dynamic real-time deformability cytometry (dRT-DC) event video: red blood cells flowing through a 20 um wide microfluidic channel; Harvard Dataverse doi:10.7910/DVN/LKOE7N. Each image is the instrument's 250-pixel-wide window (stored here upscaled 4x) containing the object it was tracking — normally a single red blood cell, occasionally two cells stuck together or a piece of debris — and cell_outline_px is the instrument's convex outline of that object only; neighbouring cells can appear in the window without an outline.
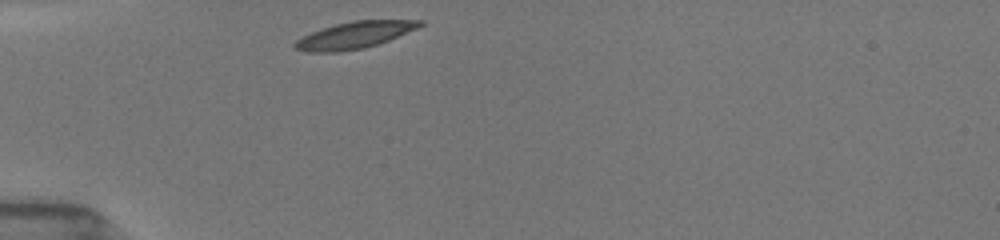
{"species": "common noctule bat (a hibernating species)", "species_latin": "Nyctalus noctula", "temperature_condition": "room temperature", "stored_images_in_passage": 32, "camera_frame_rate_fps": 3000, "um_per_image_px": 0.085, "animal": {"sex": "female", "body_mass_g": 19.5, "forearm_length_mm": 54.1}, "frame": {"image": 1, "passage_image": 1, "time_ms": 0.0, "image_size_px": [1000, 240], "cell_outline_px": [[424, 24], [416, 28], [388, 40], [364, 48], [336, 52], [308, 52], [292, 48], [292, 44], [296, 40], [312, 32], [336, 24], [352, 20], [424, 20]], "centroid_in_image_um": [30.09, 2.98], "position_along_channel_um": 54.9, "area_um2": 19.25}}
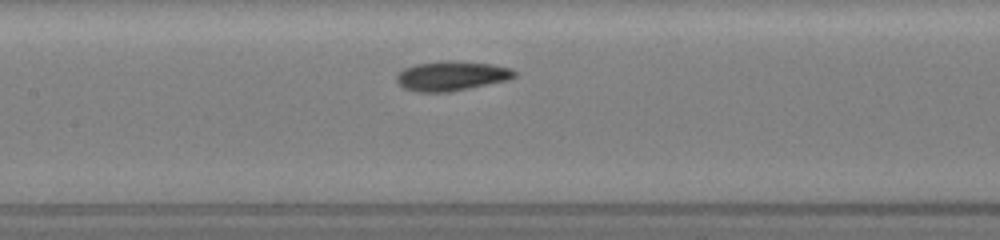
{"frame": {"image": 2, "passage_image": 11, "time_ms": 3.333, "image_size_px": [1000, 240], "cell_outline_px": [[516, 76], [508, 80], [448, 92], [416, 92], [404, 88], [396, 80], [396, 76], [404, 68], [416, 64], [444, 60], [456, 60], [488, 64], [512, 68], [516, 72]], "centroid_in_image_um": [38.37, 6.44], "position_along_channel_um": 169.0, "area_um2": 20.29}}
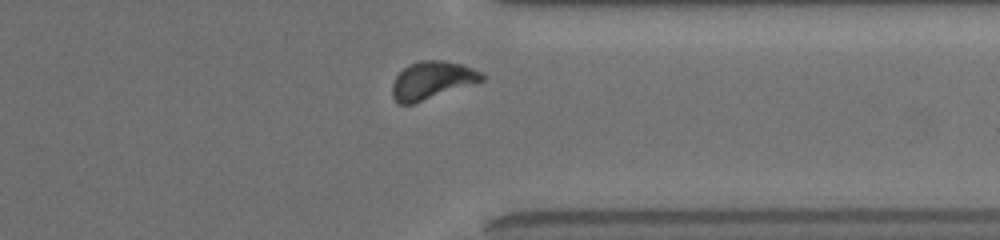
{"frame": {"image": 3, "passage_image": 28, "time_ms": 8.667, "image_size_px": [1000, 240], "cell_outline_px": [[488, 76], [484, 80], [412, 104], [400, 104], [392, 96], [392, 84], [396, 76], [408, 64], [420, 60], [444, 60], [464, 64], [484, 72]], "centroid_in_image_um": [36.76, 6.79], "position_along_channel_um": 374.6, "area_um2": 19.83}, "authors_computed_cell_mechanics": {"area_um2": 19.7676, "velocity_mm_per_s": 3.8707, "shape_relaxation_time_tau1_ms": 2.0539, "shape_relaxation_time_tau2_ms": 1.6097, "deformation_change_tau1": 0.1068, "deformation_change_tau2": 0.0758}}